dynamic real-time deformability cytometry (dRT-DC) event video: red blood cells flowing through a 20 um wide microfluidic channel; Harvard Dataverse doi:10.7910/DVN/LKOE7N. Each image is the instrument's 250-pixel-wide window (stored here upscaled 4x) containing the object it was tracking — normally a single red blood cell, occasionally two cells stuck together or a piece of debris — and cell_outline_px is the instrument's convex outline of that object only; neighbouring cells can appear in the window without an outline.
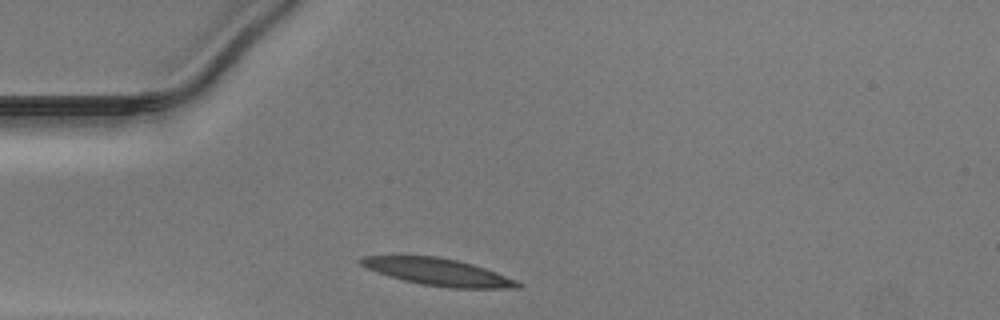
{"species": "Egyptian fruit bat (a non-hibernating species)", "species_latin": "Rousettus aegyptiacus", "temperature_condition": "warm", "stored_images_in_passage": 27, "camera_frame_rate_fps": 3000, "um_per_image_px": 0.085, "animal": {"sex": "male"}, "frame": {"image": 1, "passage_image": 1, "time_ms": 0.0, "image_size_px": [1000, 320], "cell_outline_px": [[524, 284], [520, 288], [452, 288], [424, 284], [404, 280], [368, 268], [360, 264], [356, 260], [360, 256], [436, 256], [456, 260], [472, 264], [496, 272], [516, 280]], "centroid_in_image_um": [37.27, 23.11], "position_along_channel_um": 47.7, "area_um2": 24.33}}
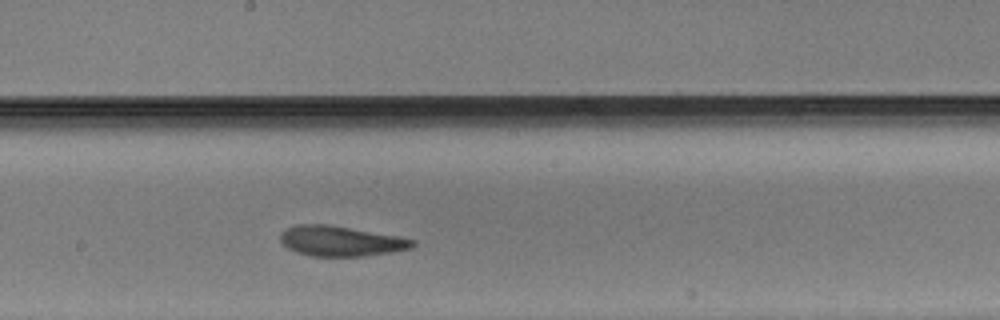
{"frame": {"image": 2, "passage_image": 15, "time_ms": 4.667, "image_size_px": [1000, 320], "cell_outline_px": [[416, 244], [412, 248], [392, 252], [364, 256], [308, 256], [296, 252], [288, 248], [280, 240], [280, 232], [296, 224], [328, 224], [396, 236], [416, 240]], "centroid_in_image_um": [28.95, 20.49], "position_along_channel_um": 219.3, "area_um2": 23.24}}
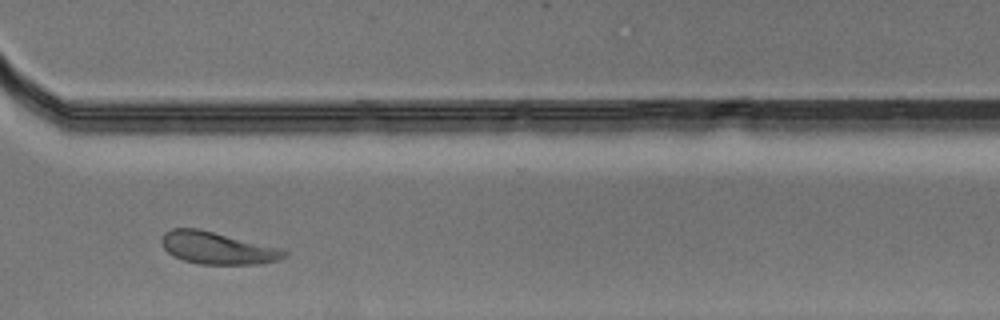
{"frame": {"image": 3, "passage_image": 25, "time_ms": 8.0, "image_size_px": [1000, 320], "cell_outline_px": [[288, 256], [280, 260], [256, 264], [200, 264], [184, 260], [168, 252], [160, 244], [160, 240], [164, 232], [172, 228], [200, 228], [284, 248], [288, 252]], "centroid_in_image_um": [18.53, 21.06], "position_along_channel_um": 352.1, "area_um2": 23.47}}